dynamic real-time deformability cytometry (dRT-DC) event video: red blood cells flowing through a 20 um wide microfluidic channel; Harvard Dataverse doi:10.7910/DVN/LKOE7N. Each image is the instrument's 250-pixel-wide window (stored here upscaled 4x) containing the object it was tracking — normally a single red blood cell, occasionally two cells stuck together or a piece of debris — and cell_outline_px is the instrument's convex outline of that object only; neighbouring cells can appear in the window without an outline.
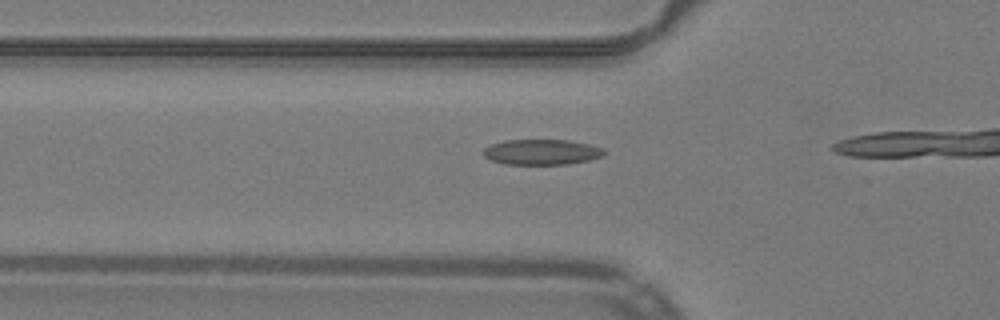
{"species": "common noctule bat (a hibernating species)", "species_latin": "Nyctalus noctula", "temperature_condition": "warm", "stored_images_in_passage": 6, "camera_frame_rate_fps": 3000, "um_per_image_px": 0.085, "animal": {"sex": "male", "body_mass_g": 19.2, "forearm_length_mm": 51.8}, "frame": {"image": 1, "passage_image": 4, "time_ms": 1.0, "image_size_px": [1000, 320], "cell_outline_px": [[604, 156], [588, 160], [568, 164], [504, 164], [492, 160], [484, 156], [484, 148], [492, 144], [504, 140], [568, 140], [588, 144], [604, 148]], "centroid_in_image_um": [46.05, 12.92], "position_along_channel_um": 79.7, "area_um2": 17.8}}